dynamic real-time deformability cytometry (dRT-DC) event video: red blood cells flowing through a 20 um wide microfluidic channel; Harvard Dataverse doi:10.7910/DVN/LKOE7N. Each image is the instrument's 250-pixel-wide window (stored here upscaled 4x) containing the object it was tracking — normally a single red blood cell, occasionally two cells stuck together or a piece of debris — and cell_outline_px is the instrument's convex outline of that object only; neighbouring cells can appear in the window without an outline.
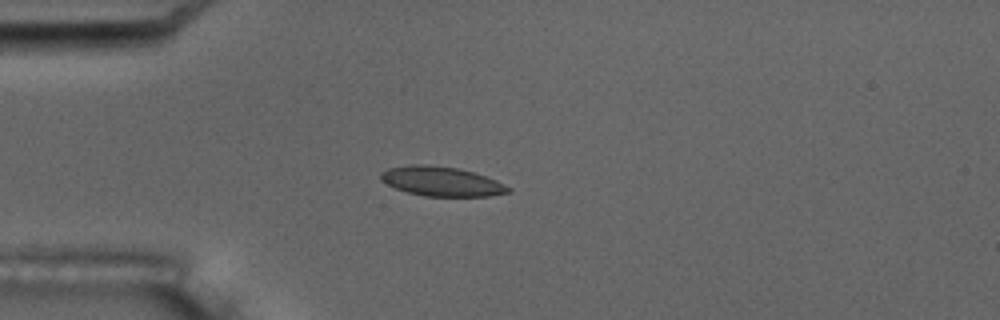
{"species": "common noctule bat (a hibernating species)", "species_latin": "Nyctalus noctula", "temperature_condition": "room temperature", "stored_images_in_passage": 5, "camera_frame_rate_fps": 3000, "um_per_image_px": 0.085, "animal": {"sex": "male", "body_mass_g": 17.5, "forearm_length_mm": 52.3}, "frame": {"image": 1, "passage_image": 5, "time_ms": 4.333, "image_size_px": [1000, 320], "cell_outline_px": [[512, 192], [488, 196], [424, 196], [408, 192], [396, 188], [380, 180], [380, 172], [388, 168], [412, 164], [428, 164], [456, 168], [472, 172], [496, 180], [512, 188]], "centroid_in_image_um": [37.52, 15.42], "position_along_channel_um": 47.5, "area_um2": 21.85}}